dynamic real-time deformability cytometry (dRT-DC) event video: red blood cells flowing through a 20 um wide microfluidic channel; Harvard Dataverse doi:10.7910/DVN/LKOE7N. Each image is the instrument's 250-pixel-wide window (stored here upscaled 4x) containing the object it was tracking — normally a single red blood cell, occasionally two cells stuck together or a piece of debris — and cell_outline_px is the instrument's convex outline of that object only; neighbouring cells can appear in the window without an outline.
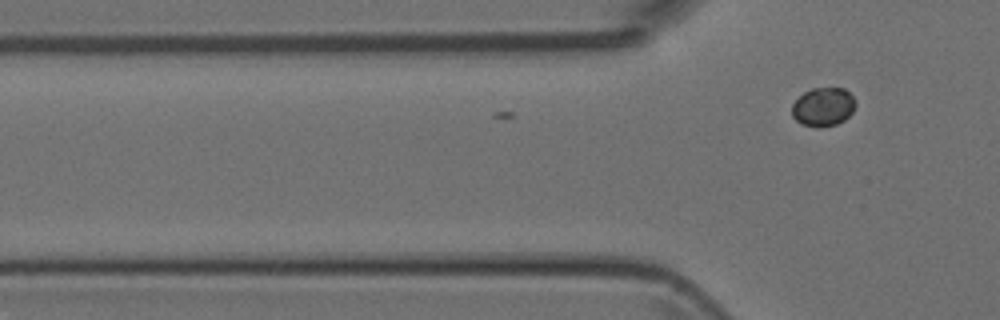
{"species": "Egyptian fruit bat (a non-hibernating species)", "species_latin": "Rousettus aegyptiacus", "temperature_condition": "room temperature", "stored_images_in_passage": 4, "camera_frame_rate_fps": 3000, "um_per_image_px": 0.085, "animal": {"sex": "female"}, "frame": {"image": 1, "passage_image": 4, "time_ms": 1.0, "image_size_px": [1000, 320], "cell_outline_px": [[856, 104], [852, 112], [844, 120], [836, 124], [816, 128], [800, 124], [792, 116], [792, 104], [804, 92], [812, 88], [844, 88], [856, 100]], "centroid_in_image_um": [69.96, 9.09], "position_along_channel_um": 55.8, "area_um2": 14.39}}